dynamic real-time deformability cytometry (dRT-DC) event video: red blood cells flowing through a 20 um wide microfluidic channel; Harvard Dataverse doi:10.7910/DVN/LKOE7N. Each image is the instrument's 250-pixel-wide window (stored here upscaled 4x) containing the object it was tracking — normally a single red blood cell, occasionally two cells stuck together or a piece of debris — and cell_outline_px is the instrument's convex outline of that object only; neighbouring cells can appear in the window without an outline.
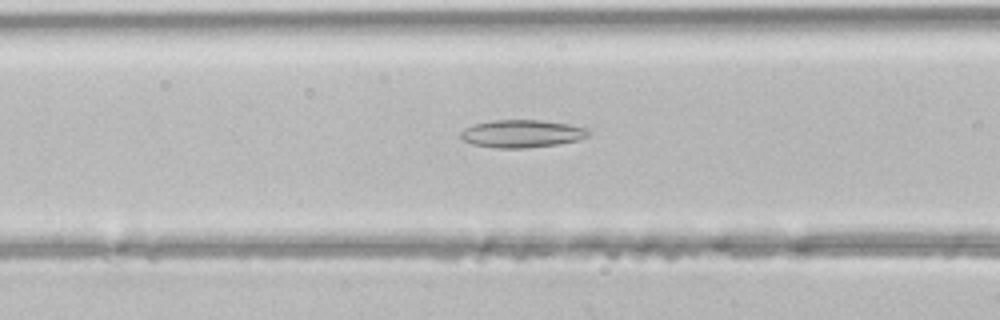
{"species": "common noctule bat (a hibernating species)", "species_latin": "Nyctalus noctula", "temperature_condition": "room temperature", "stored_images_in_passage": 39, "camera_frame_rate_fps": 3000, "um_per_image_px": 0.085, "animal": {"sex": "male", "body_mass_g": 21.5, "forearm_length_mm": 52.0}, "frame": {"image": 1, "passage_image": 10, "time_ms": 3.0, "image_size_px": [1000, 320], "cell_outline_px": [[592, 132], [588, 136], [580, 140], [556, 144], [524, 148], [496, 148], [472, 144], [464, 140], [460, 136], [460, 132], [464, 128], [472, 124], [496, 120], [540, 120], [568, 124], [584, 128]], "centroid_in_image_um": [44.34, 11.36], "position_along_channel_um": 122.3, "area_um2": 20.58}}
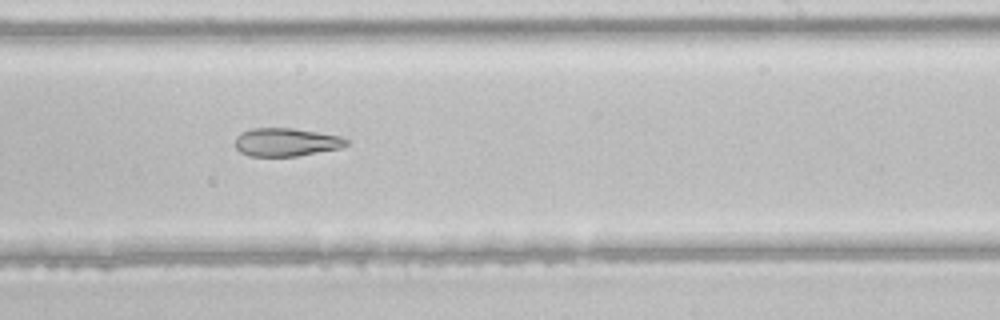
{"frame": {"image": 2, "passage_image": 20, "time_ms": 6.333, "image_size_px": [1000, 320], "cell_outline_px": [[348, 144], [340, 148], [296, 156], [248, 156], [240, 152], [236, 148], [236, 136], [240, 132], [252, 128], [292, 128], [340, 136], [348, 140]], "centroid_in_image_um": [24.29, 12.08], "position_along_channel_um": 264.7, "area_um2": 18.21}}
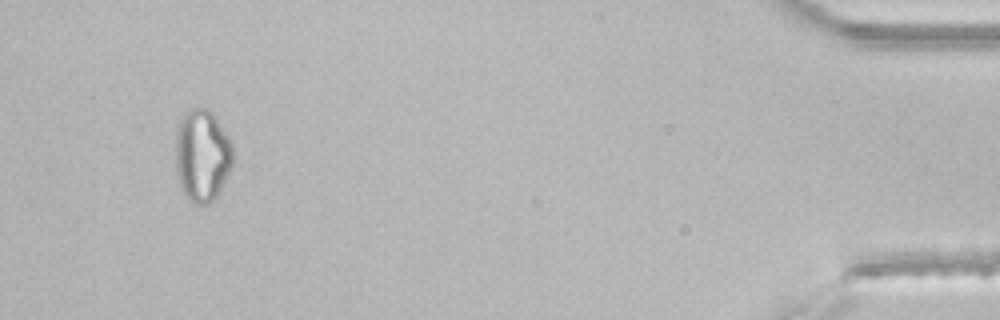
{"frame": {"image": 3, "passage_image": 36, "time_ms": 11.667, "image_size_px": [1000, 320], "cell_outline_px": [[232, 168], [220, 192], [208, 204], [192, 204], [188, 200], [180, 184], [176, 172], [176, 132], [180, 120], [184, 112], [192, 108], [208, 108], [212, 112], [228, 136], [232, 144]], "centroid_in_image_um": [17.19, 13.22], "position_along_channel_um": 418.0, "area_um2": 31.04}}